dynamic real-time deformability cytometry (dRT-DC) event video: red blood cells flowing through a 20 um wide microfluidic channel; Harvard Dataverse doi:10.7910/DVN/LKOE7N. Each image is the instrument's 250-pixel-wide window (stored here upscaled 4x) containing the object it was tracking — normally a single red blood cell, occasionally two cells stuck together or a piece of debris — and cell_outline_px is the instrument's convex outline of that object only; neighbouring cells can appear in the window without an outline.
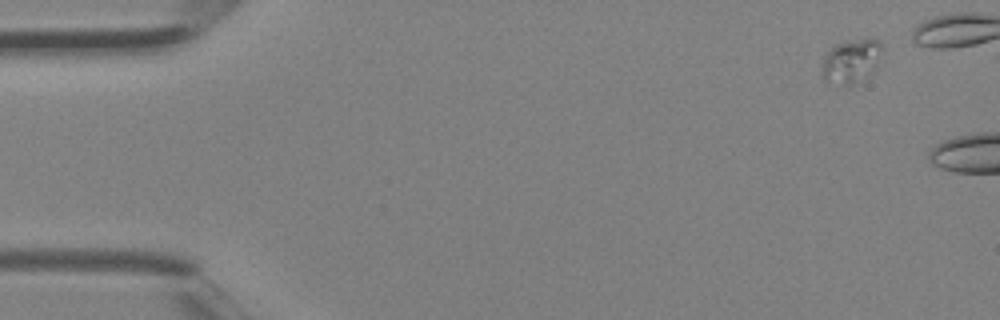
{"species": "Egyptian fruit bat (a non-hibernating species)", "species_latin": "Rousettus aegyptiacus", "temperature_condition": "room temperature", "stored_images_in_passage": 5, "camera_frame_rate_fps": 3000, "um_per_image_px": 0.085, "animal": {"sex": "female"}, "frame": {"image": 1, "passage_image": 1, "time_ms": 0.0, "image_size_px": [1000, 320], "cell_outline_px": [[884, 48], [872, 72], [852, 84], [844, 84], [824, 80], [824, 60], [828, 52], [836, 44], [844, 40], [880, 40]], "centroid_in_image_um": [72.4, 5.15], "position_along_channel_um": 12.6, "area_um2": 14.68}}